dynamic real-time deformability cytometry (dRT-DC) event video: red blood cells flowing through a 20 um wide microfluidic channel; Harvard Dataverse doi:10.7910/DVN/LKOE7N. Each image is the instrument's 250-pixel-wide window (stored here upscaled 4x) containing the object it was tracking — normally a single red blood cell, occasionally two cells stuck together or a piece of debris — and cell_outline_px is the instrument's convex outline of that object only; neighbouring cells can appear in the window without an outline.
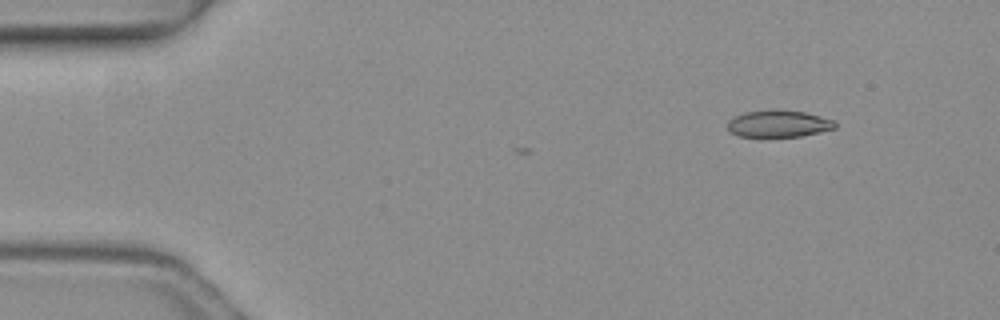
{"species": "common noctule bat (a hibernating species)", "species_latin": "Nyctalus noctula", "temperature_condition": "warm", "stored_images_in_passage": 4, "camera_frame_rate_fps": 3000, "um_per_image_px": 0.085, "animal": {"sex": "female", "body_mass_g": 19.3, "forearm_length_mm": 54.1}, "frame": {"image": 1, "passage_image": 2, "time_ms": 0.333, "image_size_px": [1000, 320], "cell_outline_px": [[836, 128], [800, 136], [740, 136], [732, 132], [728, 128], [728, 120], [744, 112], [772, 108], [776, 108], [804, 112], [820, 116], [832, 120], [836, 124]], "centroid_in_image_um": [66.17, 10.48], "position_along_channel_um": 18.8, "area_um2": 16.82}}